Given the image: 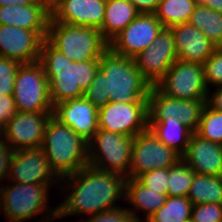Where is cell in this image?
Returning a JSON list of instances; mask_svg holds the SVG:
<instances>
[{
    "instance_id": "obj_32",
    "label": "cell",
    "mask_w": 222,
    "mask_h": 222,
    "mask_svg": "<svg viewBox=\"0 0 222 222\" xmlns=\"http://www.w3.org/2000/svg\"><path fill=\"white\" fill-rule=\"evenodd\" d=\"M203 68L209 90L222 86V47L216 48L214 53L203 63Z\"/></svg>"
},
{
    "instance_id": "obj_12",
    "label": "cell",
    "mask_w": 222,
    "mask_h": 222,
    "mask_svg": "<svg viewBox=\"0 0 222 222\" xmlns=\"http://www.w3.org/2000/svg\"><path fill=\"white\" fill-rule=\"evenodd\" d=\"M148 119H168L180 121L196 132L202 110L207 99L183 100L162 94L155 86L150 89L148 98Z\"/></svg>"
},
{
    "instance_id": "obj_3",
    "label": "cell",
    "mask_w": 222,
    "mask_h": 222,
    "mask_svg": "<svg viewBox=\"0 0 222 222\" xmlns=\"http://www.w3.org/2000/svg\"><path fill=\"white\" fill-rule=\"evenodd\" d=\"M39 62L49 81V95L53 106L67 100L83 98L84 91L99 70V60L72 61L46 39L41 46Z\"/></svg>"
},
{
    "instance_id": "obj_45",
    "label": "cell",
    "mask_w": 222,
    "mask_h": 222,
    "mask_svg": "<svg viewBox=\"0 0 222 222\" xmlns=\"http://www.w3.org/2000/svg\"><path fill=\"white\" fill-rule=\"evenodd\" d=\"M81 217H82L83 219L81 218L80 221H79V219H78L77 221H78V222H85V221H84V217H86V216H81ZM75 222H76V221H75Z\"/></svg>"
},
{
    "instance_id": "obj_22",
    "label": "cell",
    "mask_w": 222,
    "mask_h": 222,
    "mask_svg": "<svg viewBox=\"0 0 222 222\" xmlns=\"http://www.w3.org/2000/svg\"><path fill=\"white\" fill-rule=\"evenodd\" d=\"M50 19V10L39 2L25 6L0 7V25L36 31L44 40L47 37Z\"/></svg>"
},
{
    "instance_id": "obj_10",
    "label": "cell",
    "mask_w": 222,
    "mask_h": 222,
    "mask_svg": "<svg viewBox=\"0 0 222 222\" xmlns=\"http://www.w3.org/2000/svg\"><path fill=\"white\" fill-rule=\"evenodd\" d=\"M182 157L174 150L161 143L148 129L133 138L129 178L154 169L169 168Z\"/></svg>"
},
{
    "instance_id": "obj_23",
    "label": "cell",
    "mask_w": 222,
    "mask_h": 222,
    "mask_svg": "<svg viewBox=\"0 0 222 222\" xmlns=\"http://www.w3.org/2000/svg\"><path fill=\"white\" fill-rule=\"evenodd\" d=\"M167 198L168 195L160 194V191L145 187L137 178H126L125 201L133 206V209L129 207L127 210L137 222H146L154 212L165 204ZM140 212L144 213L145 219L140 218L138 215Z\"/></svg>"
},
{
    "instance_id": "obj_19",
    "label": "cell",
    "mask_w": 222,
    "mask_h": 222,
    "mask_svg": "<svg viewBox=\"0 0 222 222\" xmlns=\"http://www.w3.org/2000/svg\"><path fill=\"white\" fill-rule=\"evenodd\" d=\"M98 113L99 109L83 97L58 103L53 116L89 142L99 129Z\"/></svg>"
},
{
    "instance_id": "obj_9",
    "label": "cell",
    "mask_w": 222,
    "mask_h": 222,
    "mask_svg": "<svg viewBox=\"0 0 222 222\" xmlns=\"http://www.w3.org/2000/svg\"><path fill=\"white\" fill-rule=\"evenodd\" d=\"M155 87L165 96L183 100L207 99L203 64L176 60Z\"/></svg>"
},
{
    "instance_id": "obj_27",
    "label": "cell",
    "mask_w": 222,
    "mask_h": 222,
    "mask_svg": "<svg viewBox=\"0 0 222 222\" xmlns=\"http://www.w3.org/2000/svg\"><path fill=\"white\" fill-rule=\"evenodd\" d=\"M217 47H222V14L197 4L188 21Z\"/></svg>"
},
{
    "instance_id": "obj_14",
    "label": "cell",
    "mask_w": 222,
    "mask_h": 222,
    "mask_svg": "<svg viewBox=\"0 0 222 222\" xmlns=\"http://www.w3.org/2000/svg\"><path fill=\"white\" fill-rule=\"evenodd\" d=\"M7 181L25 184H49L55 187L60 184V179L51 169L41 148L14 151Z\"/></svg>"
},
{
    "instance_id": "obj_4",
    "label": "cell",
    "mask_w": 222,
    "mask_h": 222,
    "mask_svg": "<svg viewBox=\"0 0 222 222\" xmlns=\"http://www.w3.org/2000/svg\"><path fill=\"white\" fill-rule=\"evenodd\" d=\"M41 149L60 180L88 165V142L53 115L48 120Z\"/></svg>"
},
{
    "instance_id": "obj_13",
    "label": "cell",
    "mask_w": 222,
    "mask_h": 222,
    "mask_svg": "<svg viewBox=\"0 0 222 222\" xmlns=\"http://www.w3.org/2000/svg\"><path fill=\"white\" fill-rule=\"evenodd\" d=\"M163 28L155 13H140L109 42V48L119 55L134 58L154 42Z\"/></svg>"
},
{
    "instance_id": "obj_35",
    "label": "cell",
    "mask_w": 222,
    "mask_h": 222,
    "mask_svg": "<svg viewBox=\"0 0 222 222\" xmlns=\"http://www.w3.org/2000/svg\"><path fill=\"white\" fill-rule=\"evenodd\" d=\"M222 204L202 203L193 205L190 222H221Z\"/></svg>"
},
{
    "instance_id": "obj_31",
    "label": "cell",
    "mask_w": 222,
    "mask_h": 222,
    "mask_svg": "<svg viewBox=\"0 0 222 222\" xmlns=\"http://www.w3.org/2000/svg\"><path fill=\"white\" fill-rule=\"evenodd\" d=\"M195 133L203 139L222 144V111L214 110L206 103Z\"/></svg>"
},
{
    "instance_id": "obj_39",
    "label": "cell",
    "mask_w": 222,
    "mask_h": 222,
    "mask_svg": "<svg viewBox=\"0 0 222 222\" xmlns=\"http://www.w3.org/2000/svg\"><path fill=\"white\" fill-rule=\"evenodd\" d=\"M140 13H155L160 0H128Z\"/></svg>"
},
{
    "instance_id": "obj_43",
    "label": "cell",
    "mask_w": 222,
    "mask_h": 222,
    "mask_svg": "<svg viewBox=\"0 0 222 222\" xmlns=\"http://www.w3.org/2000/svg\"><path fill=\"white\" fill-rule=\"evenodd\" d=\"M60 0H37V2L45 5L50 11Z\"/></svg>"
},
{
    "instance_id": "obj_26",
    "label": "cell",
    "mask_w": 222,
    "mask_h": 222,
    "mask_svg": "<svg viewBox=\"0 0 222 222\" xmlns=\"http://www.w3.org/2000/svg\"><path fill=\"white\" fill-rule=\"evenodd\" d=\"M187 198L192 205L222 204V176L195 173Z\"/></svg>"
},
{
    "instance_id": "obj_24",
    "label": "cell",
    "mask_w": 222,
    "mask_h": 222,
    "mask_svg": "<svg viewBox=\"0 0 222 222\" xmlns=\"http://www.w3.org/2000/svg\"><path fill=\"white\" fill-rule=\"evenodd\" d=\"M148 129L161 143L174 150L181 157L185 154L189 139L194 133L180 121L170 120V118L148 119Z\"/></svg>"
},
{
    "instance_id": "obj_16",
    "label": "cell",
    "mask_w": 222,
    "mask_h": 222,
    "mask_svg": "<svg viewBox=\"0 0 222 222\" xmlns=\"http://www.w3.org/2000/svg\"><path fill=\"white\" fill-rule=\"evenodd\" d=\"M53 112L18 111L4 126L3 138L14 151L41 148Z\"/></svg>"
},
{
    "instance_id": "obj_25",
    "label": "cell",
    "mask_w": 222,
    "mask_h": 222,
    "mask_svg": "<svg viewBox=\"0 0 222 222\" xmlns=\"http://www.w3.org/2000/svg\"><path fill=\"white\" fill-rule=\"evenodd\" d=\"M139 14L140 12L128 0H106L105 17L100 29L102 36L109 43Z\"/></svg>"
},
{
    "instance_id": "obj_2",
    "label": "cell",
    "mask_w": 222,
    "mask_h": 222,
    "mask_svg": "<svg viewBox=\"0 0 222 222\" xmlns=\"http://www.w3.org/2000/svg\"><path fill=\"white\" fill-rule=\"evenodd\" d=\"M151 88L134 58L108 48L99 59V70L83 97L100 109L109 102H148Z\"/></svg>"
},
{
    "instance_id": "obj_21",
    "label": "cell",
    "mask_w": 222,
    "mask_h": 222,
    "mask_svg": "<svg viewBox=\"0 0 222 222\" xmlns=\"http://www.w3.org/2000/svg\"><path fill=\"white\" fill-rule=\"evenodd\" d=\"M182 159L199 174L222 176V144L191 135Z\"/></svg>"
},
{
    "instance_id": "obj_15",
    "label": "cell",
    "mask_w": 222,
    "mask_h": 222,
    "mask_svg": "<svg viewBox=\"0 0 222 222\" xmlns=\"http://www.w3.org/2000/svg\"><path fill=\"white\" fill-rule=\"evenodd\" d=\"M134 59L143 77L151 86H155L177 60L170 28H163L154 42Z\"/></svg>"
},
{
    "instance_id": "obj_37",
    "label": "cell",
    "mask_w": 222,
    "mask_h": 222,
    "mask_svg": "<svg viewBox=\"0 0 222 222\" xmlns=\"http://www.w3.org/2000/svg\"><path fill=\"white\" fill-rule=\"evenodd\" d=\"M13 153L14 150L8 142L3 137L0 138V184L7 181Z\"/></svg>"
},
{
    "instance_id": "obj_11",
    "label": "cell",
    "mask_w": 222,
    "mask_h": 222,
    "mask_svg": "<svg viewBox=\"0 0 222 222\" xmlns=\"http://www.w3.org/2000/svg\"><path fill=\"white\" fill-rule=\"evenodd\" d=\"M99 129L134 137L148 130V102H109L99 109Z\"/></svg>"
},
{
    "instance_id": "obj_20",
    "label": "cell",
    "mask_w": 222,
    "mask_h": 222,
    "mask_svg": "<svg viewBox=\"0 0 222 222\" xmlns=\"http://www.w3.org/2000/svg\"><path fill=\"white\" fill-rule=\"evenodd\" d=\"M170 30L174 37L177 60L203 64L217 48L189 22L176 24Z\"/></svg>"
},
{
    "instance_id": "obj_36",
    "label": "cell",
    "mask_w": 222,
    "mask_h": 222,
    "mask_svg": "<svg viewBox=\"0 0 222 222\" xmlns=\"http://www.w3.org/2000/svg\"><path fill=\"white\" fill-rule=\"evenodd\" d=\"M84 218L85 222H137L127 210V207H117Z\"/></svg>"
},
{
    "instance_id": "obj_34",
    "label": "cell",
    "mask_w": 222,
    "mask_h": 222,
    "mask_svg": "<svg viewBox=\"0 0 222 222\" xmlns=\"http://www.w3.org/2000/svg\"><path fill=\"white\" fill-rule=\"evenodd\" d=\"M137 179L145 187L154 191H160V194L168 195V168L147 171L139 175Z\"/></svg>"
},
{
    "instance_id": "obj_38",
    "label": "cell",
    "mask_w": 222,
    "mask_h": 222,
    "mask_svg": "<svg viewBox=\"0 0 222 222\" xmlns=\"http://www.w3.org/2000/svg\"><path fill=\"white\" fill-rule=\"evenodd\" d=\"M17 112L13 95H0V123L3 127Z\"/></svg>"
},
{
    "instance_id": "obj_33",
    "label": "cell",
    "mask_w": 222,
    "mask_h": 222,
    "mask_svg": "<svg viewBox=\"0 0 222 222\" xmlns=\"http://www.w3.org/2000/svg\"><path fill=\"white\" fill-rule=\"evenodd\" d=\"M19 65L16 60L0 56V95H13Z\"/></svg>"
},
{
    "instance_id": "obj_42",
    "label": "cell",
    "mask_w": 222,
    "mask_h": 222,
    "mask_svg": "<svg viewBox=\"0 0 222 222\" xmlns=\"http://www.w3.org/2000/svg\"><path fill=\"white\" fill-rule=\"evenodd\" d=\"M37 0H0L1 6H25L30 4H36Z\"/></svg>"
},
{
    "instance_id": "obj_30",
    "label": "cell",
    "mask_w": 222,
    "mask_h": 222,
    "mask_svg": "<svg viewBox=\"0 0 222 222\" xmlns=\"http://www.w3.org/2000/svg\"><path fill=\"white\" fill-rule=\"evenodd\" d=\"M195 172L180 159L175 165L168 168V196H188Z\"/></svg>"
},
{
    "instance_id": "obj_7",
    "label": "cell",
    "mask_w": 222,
    "mask_h": 222,
    "mask_svg": "<svg viewBox=\"0 0 222 222\" xmlns=\"http://www.w3.org/2000/svg\"><path fill=\"white\" fill-rule=\"evenodd\" d=\"M133 138L98 129L88 142V165L129 178Z\"/></svg>"
},
{
    "instance_id": "obj_44",
    "label": "cell",
    "mask_w": 222,
    "mask_h": 222,
    "mask_svg": "<svg viewBox=\"0 0 222 222\" xmlns=\"http://www.w3.org/2000/svg\"><path fill=\"white\" fill-rule=\"evenodd\" d=\"M4 135V127L3 125L0 123V138H2Z\"/></svg>"
},
{
    "instance_id": "obj_6",
    "label": "cell",
    "mask_w": 222,
    "mask_h": 222,
    "mask_svg": "<svg viewBox=\"0 0 222 222\" xmlns=\"http://www.w3.org/2000/svg\"><path fill=\"white\" fill-rule=\"evenodd\" d=\"M46 40L75 62L99 60L109 48L100 30L54 22L50 19Z\"/></svg>"
},
{
    "instance_id": "obj_28",
    "label": "cell",
    "mask_w": 222,
    "mask_h": 222,
    "mask_svg": "<svg viewBox=\"0 0 222 222\" xmlns=\"http://www.w3.org/2000/svg\"><path fill=\"white\" fill-rule=\"evenodd\" d=\"M197 4L198 0H160L155 15L164 28H170L188 22Z\"/></svg>"
},
{
    "instance_id": "obj_41",
    "label": "cell",
    "mask_w": 222,
    "mask_h": 222,
    "mask_svg": "<svg viewBox=\"0 0 222 222\" xmlns=\"http://www.w3.org/2000/svg\"><path fill=\"white\" fill-rule=\"evenodd\" d=\"M198 4L207 6L222 14V0H198Z\"/></svg>"
},
{
    "instance_id": "obj_5",
    "label": "cell",
    "mask_w": 222,
    "mask_h": 222,
    "mask_svg": "<svg viewBox=\"0 0 222 222\" xmlns=\"http://www.w3.org/2000/svg\"><path fill=\"white\" fill-rule=\"evenodd\" d=\"M10 182V183H9ZM6 184V185H5ZM0 185V210L8 222L36 220L45 222L57 207H49V184H25L8 181ZM49 208H51L49 210Z\"/></svg>"
},
{
    "instance_id": "obj_40",
    "label": "cell",
    "mask_w": 222,
    "mask_h": 222,
    "mask_svg": "<svg viewBox=\"0 0 222 222\" xmlns=\"http://www.w3.org/2000/svg\"><path fill=\"white\" fill-rule=\"evenodd\" d=\"M208 92L207 104L214 110L222 111V86L213 88Z\"/></svg>"
},
{
    "instance_id": "obj_1",
    "label": "cell",
    "mask_w": 222,
    "mask_h": 222,
    "mask_svg": "<svg viewBox=\"0 0 222 222\" xmlns=\"http://www.w3.org/2000/svg\"><path fill=\"white\" fill-rule=\"evenodd\" d=\"M126 177L116 172L103 171L90 165L60 180L57 188L65 198L46 222L75 215H95L119 207L125 200ZM64 191H63V190ZM65 192L67 194H65Z\"/></svg>"
},
{
    "instance_id": "obj_17",
    "label": "cell",
    "mask_w": 222,
    "mask_h": 222,
    "mask_svg": "<svg viewBox=\"0 0 222 222\" xmlns=\"http://www.w3.org/2000/svg\"><path fill=\"white\" fill-rule=\"evenodd\" d=\"M44 39L36 32L12 25H0V56L20 64L39 61Z\"/></svg>"
},
{
    "instance_id": "obj_18",
    "label": "cell",
    "mask_w": 222,
    "mask_h": 222,
    "mask_svg": "<svg viewBox=\"0 0 222 222\" xmlns=\"http://www.w3.org/2000/svg\"><path fill=\"white\" fill-rule=\"evenodd\" d=\"M105 5L106 0H60L50 11L51 20L100 30L105 17Z\"/></svg>"
},
{
    "instance_id": "obj_8",
    "label": "cell",
    "mask_w": 222,
    "mask_h": 222,
    "mask_svg": "<svg viewBox=\"0 0 222 222\" xmlns=\"http://www.w3.org/2000/svg\"><path fill=\"white\" fill-rule=\"evenodd\" d=\"M13 97L17 111H54L49 95V81L43 65L39 61L19 65L14 82Z\"/></svg>"
},
{
    "instance_id": "obj_29",
    "label": "cell",
    "mask_w": 222,
    "mask_h": 222,
    "mask_svg": "<svg viewBox=\"0 0 222 222\" xmlns=\"http://www.w3.org/2000/svg\"><path fill=\"white\" fill-rule=\"evenodd\" d=\"M192 206L187 197L168 196L165 204L146 222H190Z\"/></svg>"
}]
</instances>
